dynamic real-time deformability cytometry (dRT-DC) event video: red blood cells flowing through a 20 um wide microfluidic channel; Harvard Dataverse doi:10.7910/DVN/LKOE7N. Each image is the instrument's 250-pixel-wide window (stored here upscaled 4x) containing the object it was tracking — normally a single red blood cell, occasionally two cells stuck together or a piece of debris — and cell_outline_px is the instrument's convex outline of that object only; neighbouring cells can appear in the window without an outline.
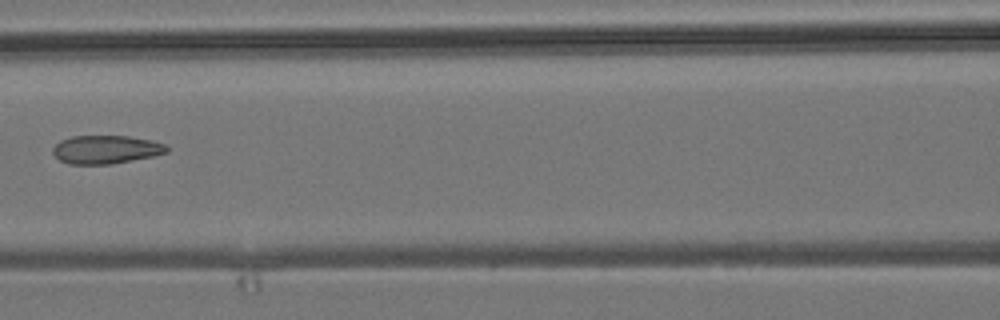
{"species": "common noctule bat (a hibernating species)", "species_latin": "Nyctalus noctula", "temperature_condition": "room temperature", "stored_images_in_passage": 5, "camera_frame_rate_fps": 3000, "um_per_image_px": 0.085, "animal": {"sex": "male", "body_mass_g": 19.2, "forearm_length_mm": 51.8}, "frame": {"image": 1, "passage_image": 4, "time_ms": 3.667, "image_size_px": [1000, 320], "cell_outline_px": [[168, 152], [152, 156], [112, 164], [68, 164], [60, 160], [52, 152], [52, 148], [60, 140], [72, 136], [128, 136], [148, 140], [164, 144], [168, 148]], "centroid_in_image_um": [8.96, 12.71], "position_along_channel_um": 157.6, "area_um2": 18.67}}
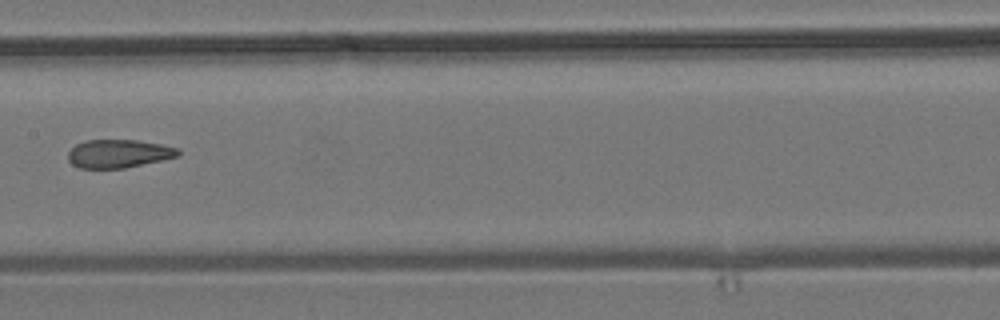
{"frame": {"image": 2, "passage_image": 5, "time_ms": 4.667, "image_size_px": [1000, 320], "cell_outline_px": [[180, 156], [164, 160], [124, 168], [80, 168], [72, 164], [68, 160], [68, 152], [76, 144], [84, 140], [136, 140], [160, 144], [180, 148]], "centroid_in_image_um": [10.11, 13.06], "position_along_channel_um": 197.3, "area_um2": 18.26}}